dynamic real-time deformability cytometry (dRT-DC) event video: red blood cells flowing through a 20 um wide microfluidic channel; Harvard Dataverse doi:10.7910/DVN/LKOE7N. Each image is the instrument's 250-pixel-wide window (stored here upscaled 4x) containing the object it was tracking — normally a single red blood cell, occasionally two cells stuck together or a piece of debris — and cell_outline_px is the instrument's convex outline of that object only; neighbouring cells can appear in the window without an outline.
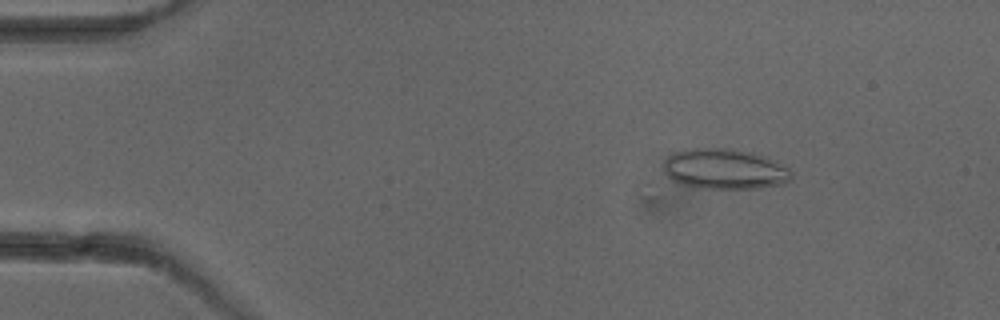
{"species": "common noctule bat (a hibernating species)", "species_latin": "Nyctalus noctula", "temperature_condition": "cold", "stored_images_in_passage": 4, "camera_frame_rate_fps": 3000, "um_per_image_px": 0.085, "animal": {"sex": "female"}, "frame": {"image": 1, "passage_image": 2, "time_ms": 2.0, "image_size_px": [1000, 320], "cell_outline_px": [[792, 176], [784, 184], [760, 188], [708, 188], [680, 184], [672, 180], [664, 172], [664, 160], [672, 152], [684, 148], [728, 148], [752, 152], [768, 156], [776, 160], [788, 168], [792, 172]], "centroid_in_image_um": [61.6, 14.34], "position_along_channel_um": 23.4, "area_um2": 30.46}}